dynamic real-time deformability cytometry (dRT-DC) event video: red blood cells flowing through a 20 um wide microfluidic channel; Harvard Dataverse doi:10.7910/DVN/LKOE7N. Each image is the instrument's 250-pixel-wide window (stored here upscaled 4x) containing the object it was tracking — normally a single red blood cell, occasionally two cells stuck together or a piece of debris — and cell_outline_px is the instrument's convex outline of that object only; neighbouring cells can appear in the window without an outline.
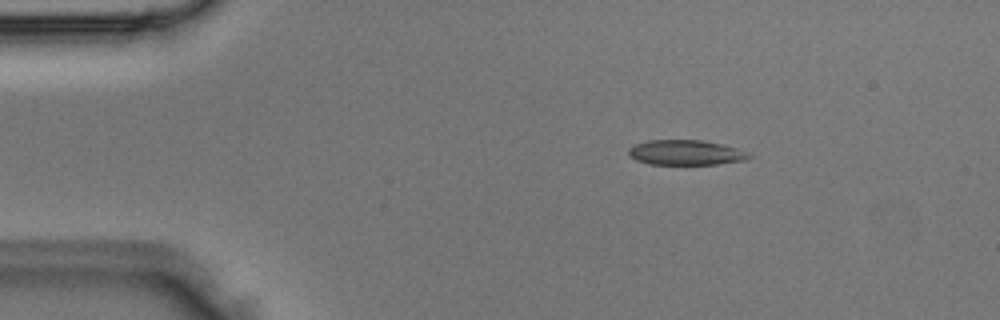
{"species": "Egyptian fruit bat (a non-hibernating species)", "species_latin": "Rousettus aegyptiacus", "temperature_condition": "room temperature", "stored_images_in_passage": 3, "camera_frame_rate_fps": 3000, "um_per_image_px": 0.085, "animal": {"sex": "male"}, "frame": {"image": 1, "passage_image": 1, "time_ms": 0.0, "image_size_px": [1000, 320], "cell_outline_px": [[752, 156], [748, 160], [716, 164], [648, 164], [636, 160], [628, 156], [628, 148], [636, 144], [648, 140], [704, 140], [724, 144], [752, 152]], "centroid_in_image_um": [58.35, 12.96], "position_along_channel_um": 26.7, "area_um2": 17.92}}
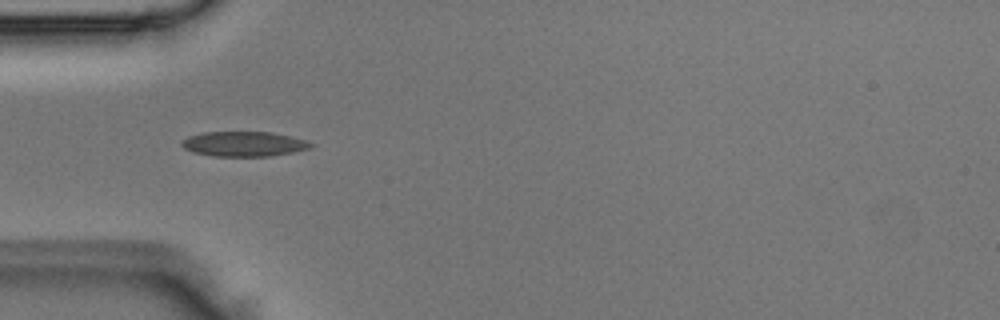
{"frame": {"image": 2, "passage_image": 3, "time_ms": 0.667, "image_size_px": [1000, 320], "cell_outline_px": [[316, 144], [312, 148], [272, 156], [212, 156], [192, 152], [184, 148], [180, 144], [188, 136], [204, 132], [272, 132], [292, 136]], "centroid_in_image_um": [20.75, 12.23], "position_along_channel_um": 64.2, "area_um2": 18.84}}